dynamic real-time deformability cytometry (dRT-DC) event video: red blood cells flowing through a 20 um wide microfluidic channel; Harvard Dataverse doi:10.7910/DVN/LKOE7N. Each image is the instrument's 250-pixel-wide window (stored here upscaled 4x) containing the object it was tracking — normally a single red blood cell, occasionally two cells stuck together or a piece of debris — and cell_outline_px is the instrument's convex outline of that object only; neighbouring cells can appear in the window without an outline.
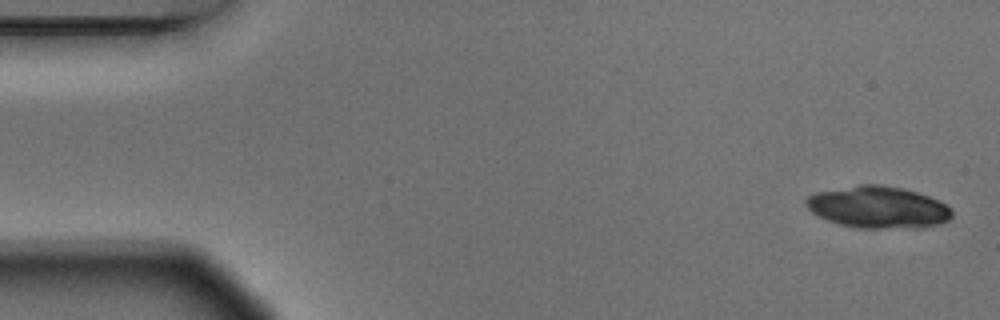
{"species": "Egyptian fruit bat (a non-hibernating species)", "species_latin": "Rousettus aegyptiacus", "temperature_condition": "warm", "stored_images_in_passage": 8, "camera_frame_rate_fps": 3000, "um_per_image_px": 0.085, "animal": {"sex": "male"}, "frame": {"image": 1, "passage_image": 1, "time_ms": 0.0, "image_size_px": [1000, 320], "cell_outline_px": [[952, 216], [948, 220], [936, 224], [884, 228], [860, 228], [840, 224], [828, 220], [812, 212], [804, 204], [804, 200], [808, 196], [816, 192], [860, 184], [880, 184], [904, 188], [920, 192], [940, 200], [952, 212]], "centroid_in_image_um": [74.59, 17.57], "position_along_channel_um": 10.4, "area_um2": 35.2}}
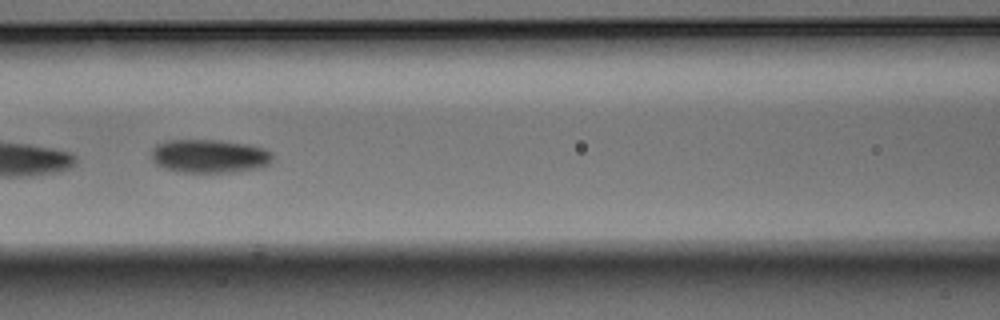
{"frame": {"image": 2, "passage_image": 7, "time_ms": 2.0, "image_size_px": [1000, 320], "cell_outline_px": [[272, 160], [264, 168], [236, 172], [176, 172], [164, 168], [156, 164], [152, 160], [152, 148], [156, 144], [168, 140], [220, 140], [252, 144], [264, 148], [272, 152]], "centroid_in_image_um": [17.84, 13.27], "position_along_channel_um": 148.8, "area_um2": 24.16}}
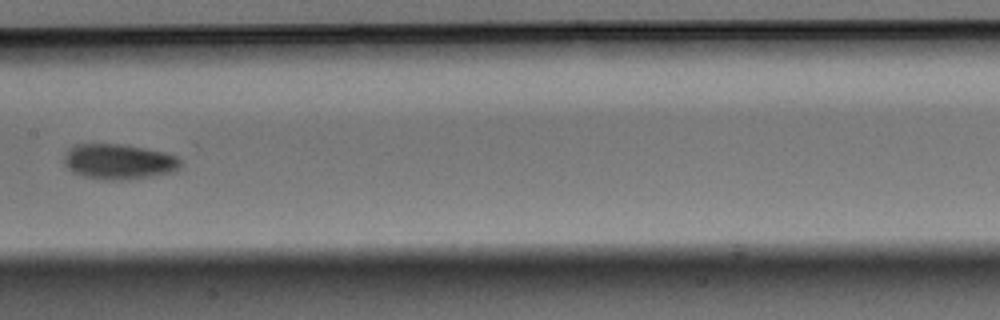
{"frame": {"image": 3, "passage_image": 8, "time_ms": 2.333, "image_size_px": [1000, 320], "cell_outline_px": [[180, 168], [172, 172], [128, 180], [104, 180], [84, 176], [72, 172], [64, 164], [64, 152], [72, 144], [120, 144], [144, 148], [164, 152], [176, 156], [180, 160]], "centroid_in_image_um": [10.05, 13.74], "position_along_channel_um": 197.4, "area_um2": 24.1}}